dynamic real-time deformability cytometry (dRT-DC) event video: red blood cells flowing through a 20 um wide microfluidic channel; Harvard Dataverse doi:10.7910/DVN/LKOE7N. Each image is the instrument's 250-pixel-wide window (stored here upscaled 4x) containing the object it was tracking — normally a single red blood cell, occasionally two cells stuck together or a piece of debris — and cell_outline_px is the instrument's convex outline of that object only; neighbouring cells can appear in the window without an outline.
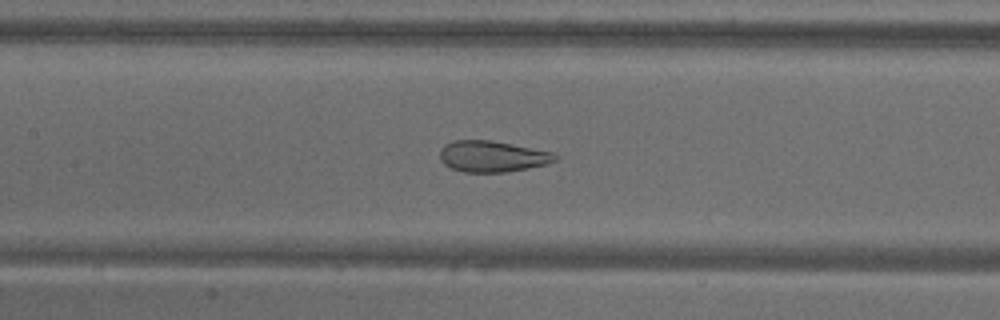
{"species": "common noctule bat (a hibernating species)", "species_latin": "Nyctalus noctula", "temperature_condition": "warm", "stored_images_in_passage": 36, "camera_frame_rate_fps": 3000, "um_per_image_px": 0.085, "animal": {"sex": "male", "body_mass_g": 18.8}, "frame": {"image": 1, "passage_image": 8, "time_ms": 2.333, "image_size_px": [1000, 320], "cell_outline_px": [[560, 156], [556, 160], [544, 164], [528, 168], [504, 172], [464, 172], [452, 168], [444, 164], [440, 160], [440, 148], [444, 144], [452, 140], [492, 140], [552, 152]], "centroid_in_image_um": [41.81, 13.28], "position_along_channel_um": 165.6, "area_um2": 20.92}}
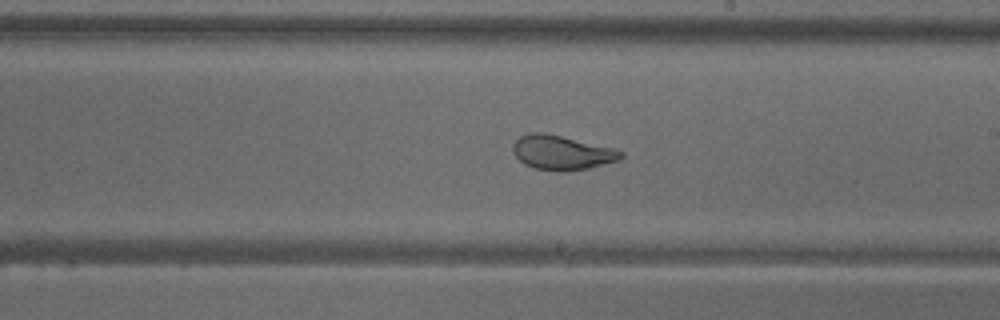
{"frame": {"image": 2, "passage_image": 14, "time_ms": 4.333, "image_size_px": [1000, 320], "cell_outline_px": [[624, 156], [616, 160], [588, 168], [568, 172], [556, 172], [536, 168], [524, 164], [516, 156], [512, 148], [512, 144], [520, 136], [528, 132], [544, 132], [612, 148], [624, 152]], "centroid_in_image_um": [47.71, 12.97], "position_along_channel_um": 241.3, "area_um2": 21.5}}
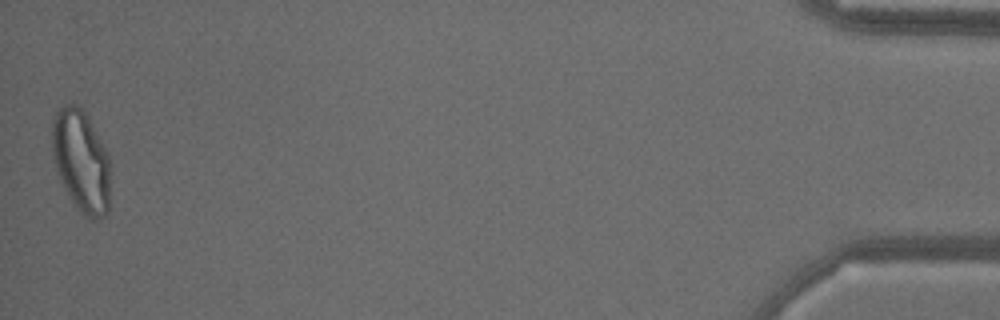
{"frame": {"image": 3, "passage_image": 36, "time_ms": 11.667, "image_size_px": [1000, 320], "cell_outline_px": [[108, 212], [104, 216], [96, 220], [88, 220], [76, 208], [68, 196], [56, 172], [52, 156], [52, 120], [56, 112], [64, 104], [76, 104], [84, 112], [108, 152]], "centroid_in_image_um": [6.86, 13.72], "position_along_channel_um": 428.3, "area_um2": 34.68}}